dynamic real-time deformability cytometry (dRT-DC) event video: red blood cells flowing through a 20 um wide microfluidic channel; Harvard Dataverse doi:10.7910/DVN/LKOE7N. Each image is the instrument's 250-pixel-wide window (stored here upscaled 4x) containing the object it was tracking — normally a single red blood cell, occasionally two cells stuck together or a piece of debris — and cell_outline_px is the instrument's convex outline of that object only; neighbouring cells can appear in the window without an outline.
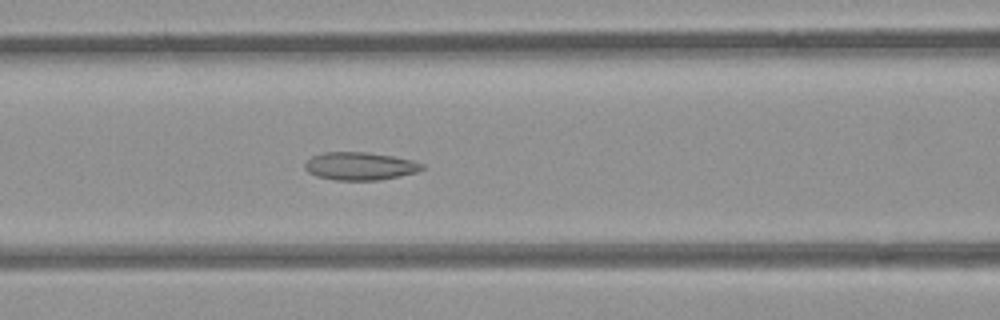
{"species": "common noctule bat (a hibernating species)", "species_latin": "Nyctalus noctula", "temperature_condition": "room temperature", "stored_images_in_passage": 54, "camera_frame_rate_fps": 3000, "um_per_image_px": 0.085, "animal": {"sex": "female", "body_mass_g": 21.9}, "frame": {"image": 1, "passage_image": 22, "time_ms": 7.0, "image_size_px": [1000, 320], "cell_outline_px": [[424, 168], [416, 172], [380, 180], [336, 180], [316, 176], [308, 172], [304, 168], [304, 164], [312, 156], [324, 152], [364, 152], [392, 156], [412, 160], [424, 164]], "centroid_in_image_um": [30.58, 14.12], "position_along_channel_um": 136.0, "area_um2": 18.96}}
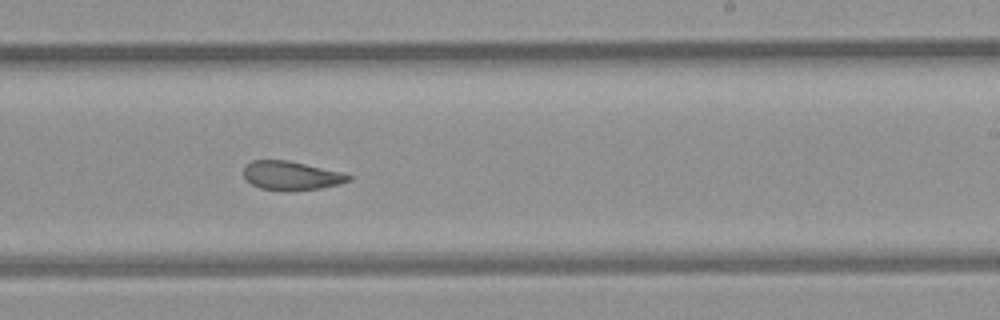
{"frame": {"image": 2, "passage_image": 32, "time_ms": 10.333, "image_size_px": [1000, 320], "cell_outline_px": [[352, 180], [340, 184], [320, 188], [260, 188], [244, 180], [244, 168], [252, 160], [288, 160], [344, 172], [352, 176]], "centroid_in_image_um": [24.79, 14.88], "position_along_channel_um": 264.2, "area_um2": 17.11}}
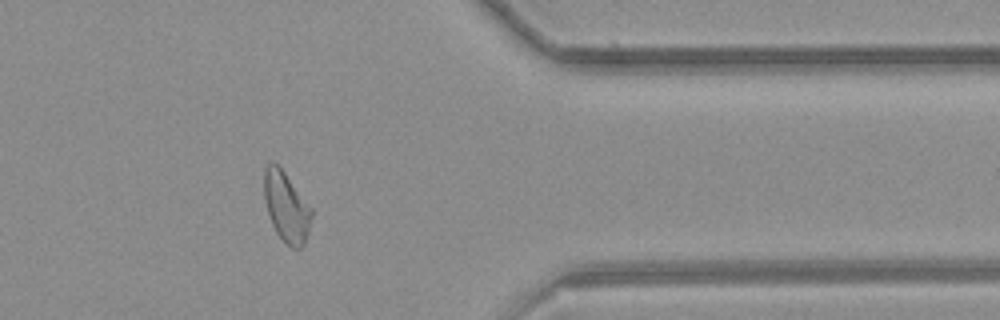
{"frame": {"image": 3, "passage_image": 43, "time_ms": 14.0, "image_size_px": [1000, 320], "cell_outline_px": [[312, 216], [308, 232], [304, 244], [300, 248], [292, 248], [276, 232], [272, 224], [264, 200], [264, 168], [268, 164], [276, 164], [284, 172], [312, 208]], "centroid_in_image_um": [24.34, 17.59], "position_along_channel_um": 387.1, "area_um2": 18.96}}